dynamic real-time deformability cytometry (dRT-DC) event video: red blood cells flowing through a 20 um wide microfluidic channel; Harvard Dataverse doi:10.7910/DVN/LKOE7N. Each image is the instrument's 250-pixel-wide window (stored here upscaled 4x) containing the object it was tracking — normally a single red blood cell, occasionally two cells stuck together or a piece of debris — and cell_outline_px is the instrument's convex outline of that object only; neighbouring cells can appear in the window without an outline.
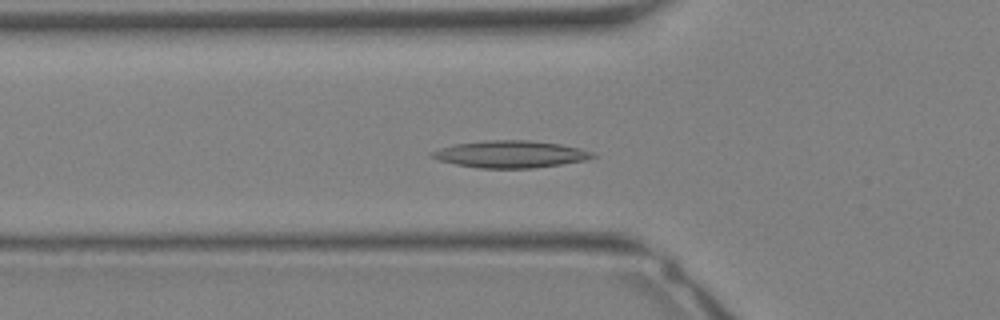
{"species": "Egyptian fruit bat (a non-hibernating species)", "species_latin": "Rousettus aegyptiacus", "temperature_condition": "warm", "stored_images_in_passage": 34, "camera_frame_rate_fps": 3000, "um_per_image_px": 0.085, "animal": {"sex": "female"}, "frame": {"image": 1, "passage_image": 12, "time_ms": 3.667, "image_size_px": [1000, 320], "cell_outline_px": [[596, 156], [584, 160], [560, 164], [532, 168], [480, 168], [456, 164], [440, 160], [428, 156], [432, 152], [440, 148], [456, 144], [484, 140], [528, 140], [560, 144], [580, 148], [592, 152]], "centroid_in_image_um": [43.37, 13.1], "position_along_channel_um": 82.4, "area_um2": 25.09}}
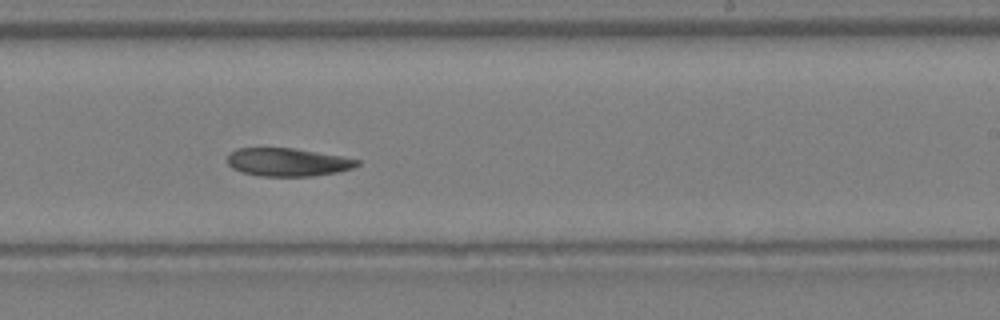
{"frame": {"image": 2, "passage_image": 21, "time_ms": 6.667, "image_size_px": [1000, 320], "cell_outline_px": [[360, 164], [352, 168], [336, 172], [312, 176], [260, 176], [240, 172], [232, 168], [228, 164], [228, 152], [236, 148], [296, 148], [340, 156], [360, 160]], "centroid_in_image_um": [24.41, 13.78], "position_along_channel_um": 264.6, "area_um2": 21.33}}
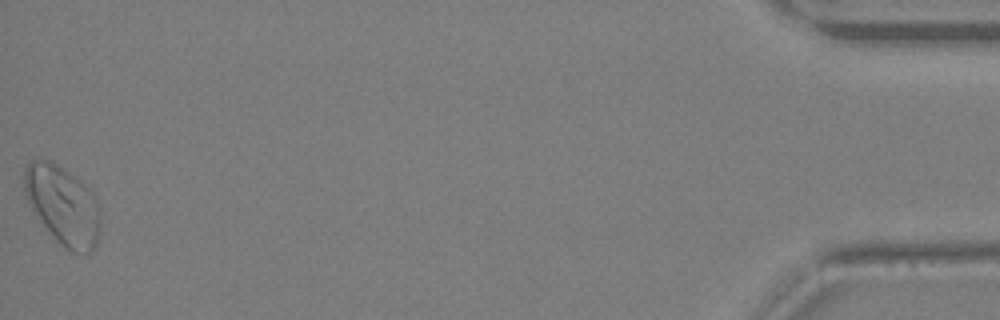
{"frame": {"image": 3, "passage_image": 34, "time_ms": 11.0, "image_size_px": [1000, 320], "cell_outline_px": [[100, 224], [96, 244], [92, 252], [72, 252], [64, 248], [56, 240], [32, 212], [24, 192], [24, 168], [32, 160], [52, 160], [80, 180], [92, 192], [100, 204]], "centroid_in_image_um": [5.34, 17.44], "position_along_channel_um": 429.9, "area_um2": 35.2}}